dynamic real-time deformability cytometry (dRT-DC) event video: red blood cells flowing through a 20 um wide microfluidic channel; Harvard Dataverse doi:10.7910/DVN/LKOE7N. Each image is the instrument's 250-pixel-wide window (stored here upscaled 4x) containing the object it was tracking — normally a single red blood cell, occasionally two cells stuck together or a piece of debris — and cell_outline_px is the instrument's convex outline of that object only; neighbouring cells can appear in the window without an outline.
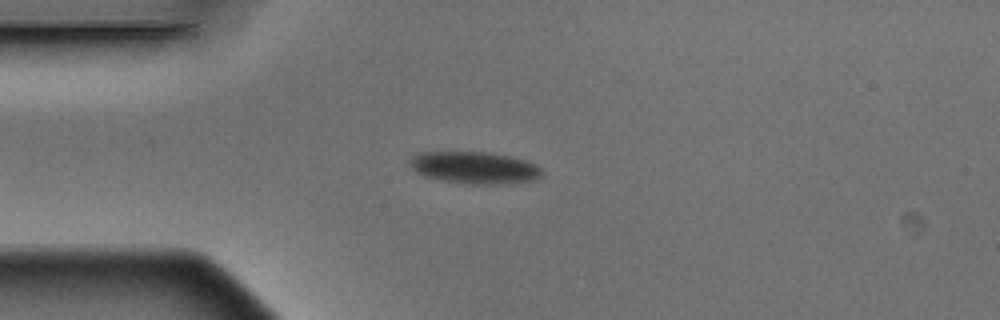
{"species": "Egyptian fruit bat (a non-hibernating species)", "species_latin": "Rousettus aegyptiacus", "temperature_condition": "warm", "stored_images_in_passage": 3, "camera_frame_rate_fps": 3000, "um_per_image_px": 0.085, "animal": {"sex": "male"}, "frame": {"image": 1, "passage_image": 3, "time_ms": 0.667, "image_size_px": [1000, 320], "cell_outline_px": [[540, 176], [536, 180], [508, 184], [468, 184], [440, 180], [416, 172], [412, 168], [408, 160], [412, 156], [420, 152], [488, 152], [508, 156], [524, 160], [536, 164], [540, 168]], "centroid_in_image_um": [40.33, 14.26], "position_along_channel_um": 44.7, "area_um2": 24.62}}